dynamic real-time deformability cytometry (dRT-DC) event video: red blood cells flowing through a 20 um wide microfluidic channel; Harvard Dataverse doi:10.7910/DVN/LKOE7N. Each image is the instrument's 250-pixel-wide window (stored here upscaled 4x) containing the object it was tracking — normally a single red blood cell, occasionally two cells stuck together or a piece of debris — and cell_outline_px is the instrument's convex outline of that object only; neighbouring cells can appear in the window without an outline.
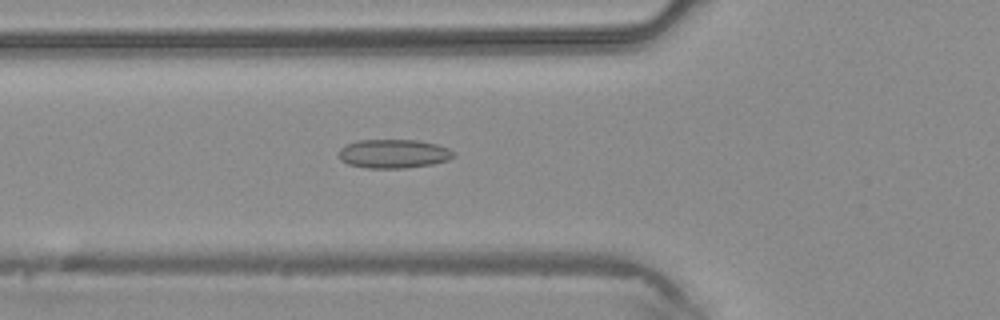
{"species": "common noctule bat (a hibernating species)", "species_latin": "Nyctalus noctula", "temperature_condition": "warm", "stored_images_in_passage": 43, "camera_frame_rate_fps": 3000, "um_per_image_px": 0.085, "animal": {"sex": "male", "body_mass_g": 20.4}, "frame": {"image": 1, "passage_image": 16, "time_ms": 5.0, "image_size_px": [1000, 320], "cell_outline_px": [[456, 156], [448, 160], [432, 164], [404, 168], [368, 168], [348, 164], [340, 160], [340, 148], [356, 140], [416, 140], [436, 144], [448, 148], [456, 152]], "centroid_in_image_um": [33.48, 13.07], "position_along_channel_um": 92.3, "area_um2": 19.31}}
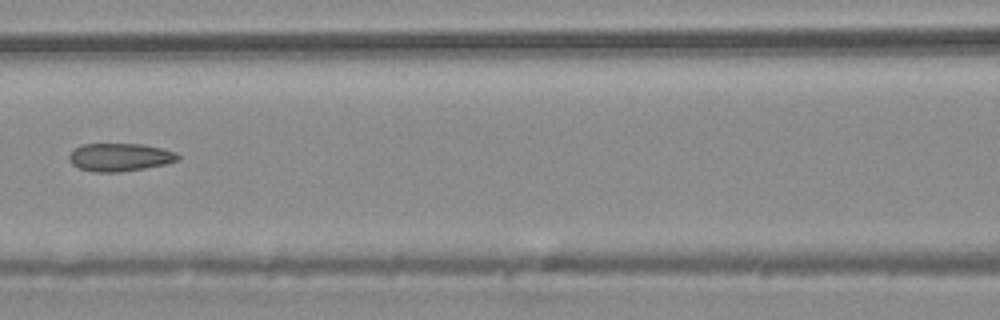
{"frame": {"image": 2, "passage_image": 20, "time_ms": 6.333, "image_size_px": [1000, 320], "cell_outline_px": [[180, 160], [168, 164], [144, 168], [116, 172], [92, 172], [80, 168], [72, 164], [68, 160], [68, 156], [76, 148], [84, 144], [144, 144], [176, 152], [180, 156]], "centroid_in_image_um": [10.22, 13.36], "position_along_channel_um": 156.4, "area_um2": 17.74}}
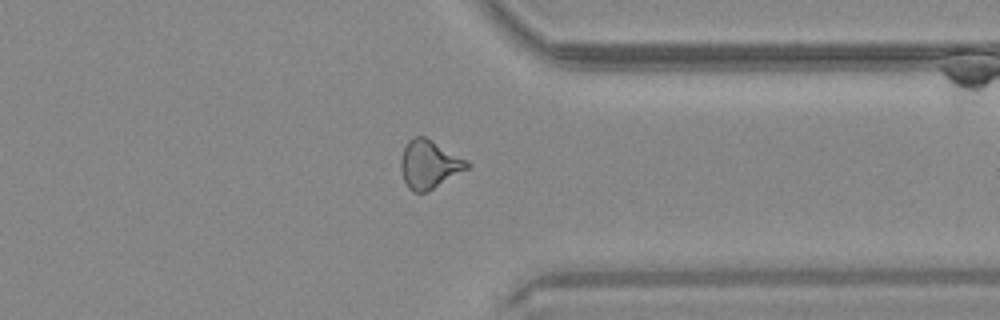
{"frame": {"image": 3, "passage_image": 34, "time_ms": 11.0, "image_size_px": [1000, 320], "cell_outline_px": [[472, 164], [468, 168], [428, 192], [412, 192], [408, 188], [404, 180], [400, 168], [400, 160], [404, 148], [408, 140], [412, 136], [424, 136], [432, 140], [468, 160]], "centroid_in_image_um": [36.48, 13.97], "position_along_channel_um": 374.9, "area_um2": 18.79}}